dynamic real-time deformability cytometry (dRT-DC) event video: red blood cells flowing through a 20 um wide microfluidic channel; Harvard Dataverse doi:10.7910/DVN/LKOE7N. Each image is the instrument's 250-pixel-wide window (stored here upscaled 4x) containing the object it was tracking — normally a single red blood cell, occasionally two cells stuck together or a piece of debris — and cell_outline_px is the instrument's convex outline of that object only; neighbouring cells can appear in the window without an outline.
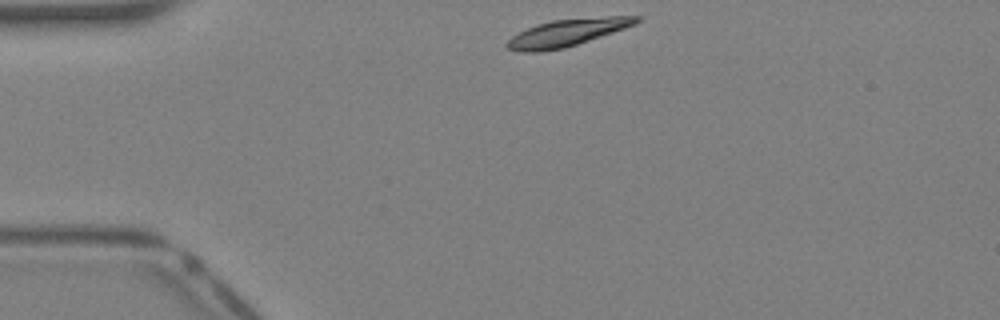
{"species": "Egyptian fruit bat (a non-hibernating species)", "species_latin": "Rousettus aegyptiacus", "temperature_condition": "warm", "stored_images_in_passage": 32, "camera_frame_rate_fps": 3000, "um_per_image_px": 0.085, "animal": {"sex": "female"}, "frame": {"image": 1, "passage_image": 1, "time_ms": 0.0, "image_size_px": [1000, 320], "cell_outline_px": [[644, 16], [636, 24], [564, 48], [540, 52], [520, 52], [504, 48], [504, 44], [512, 36], [528, 28], [552, 20], [608, 16]], "centroid_in_image_um": [48.17, 2.78], "position_along_channel_um": 36.8, "area_um2": 20.23}}
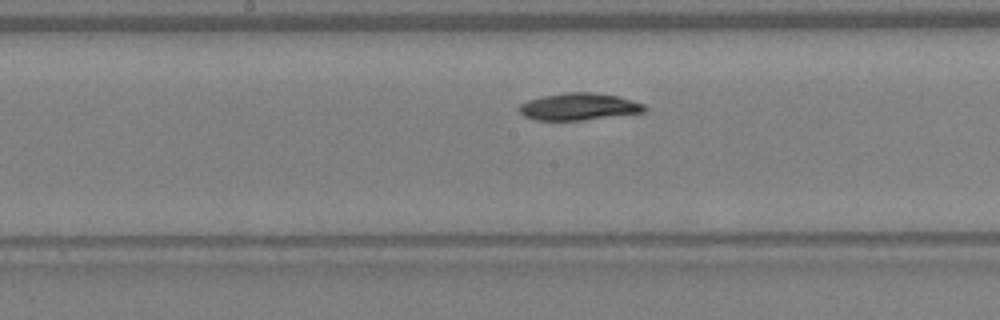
{"frame": {"image": 2, "passage_image": 13, "time_ms": 4.0, "image_size_px": [1000, 320], "cell_outline_px": [[648, 108], [644, 112], [580, 120], [536, 120], [524, 116], [516, 108], [520, 104], [528, 100], [544, 96], [564, 92], [592, 92], [616, 96], [632, 100], [644, 104]], "centroid_in_image_um": [49.18, 9.06], "position_along_channel_um": 199.0, "area_um2": 19.65}}
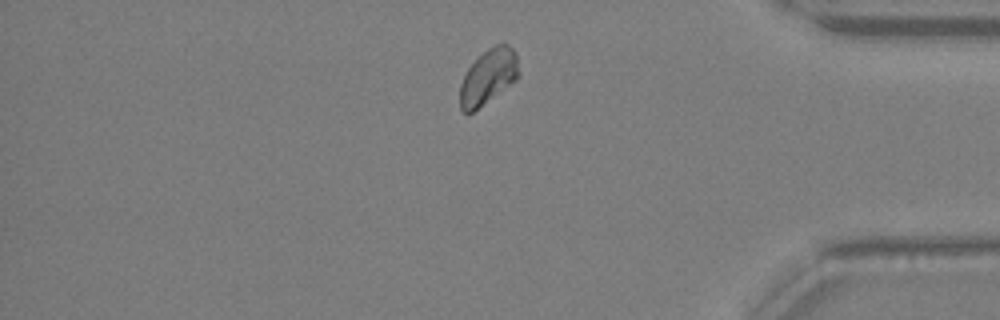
{"frame": {"image": 3, "passage_image": 26, "time_ms": 8.333, "image_size_px": [1000, 320], "cell_outline_px": [[520, 76], [516, 80], [472, 112], [464, 112], [460, 108], [460, 84], [468, 68], [488, 48], [496, 44], [508, 44], [516, 52]], "centroid_in_image_um": [41.52, 6.5], "position_along_channel_um": 393.7, "area_um2": 18.55}}